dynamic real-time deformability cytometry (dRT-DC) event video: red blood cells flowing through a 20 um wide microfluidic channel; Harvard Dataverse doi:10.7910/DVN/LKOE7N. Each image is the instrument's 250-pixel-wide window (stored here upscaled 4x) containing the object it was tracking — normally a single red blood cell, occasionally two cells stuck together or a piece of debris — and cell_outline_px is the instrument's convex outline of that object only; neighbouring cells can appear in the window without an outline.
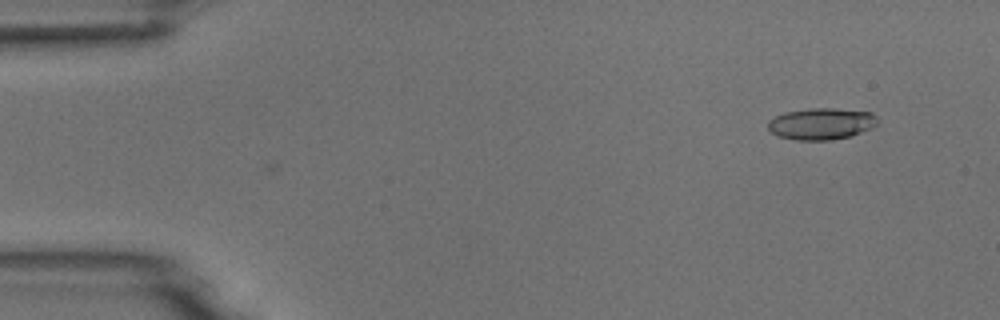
{"species": "common noctule bat (a hibernating species)", "species_latin": "Nyctalus noctula", "temperature_condition": "room temperature", "stored_images_in_passage": 4, "camera_frame_rate_fps": 3000, "um_per_image_px": 0.085, "animal": {"sex": "male", "body_mass_g": 18.8}, "frame": {"image": 1, "passage_image": 1, "time_ms": 0.0, "image_size_px": [1000, 320], "cell_outline_px": [[880, 120], [872, 128], [852, 136], [832, 140], [796, 140], [776, 136], [768, 128], [768, 120], [784, 112], [808, 108], [832, 108], [872, 112]], "centroid_in_image_um": [69.82, 10.52], "position_along_channel_um": 15.2, "area_um2": 20.46}}
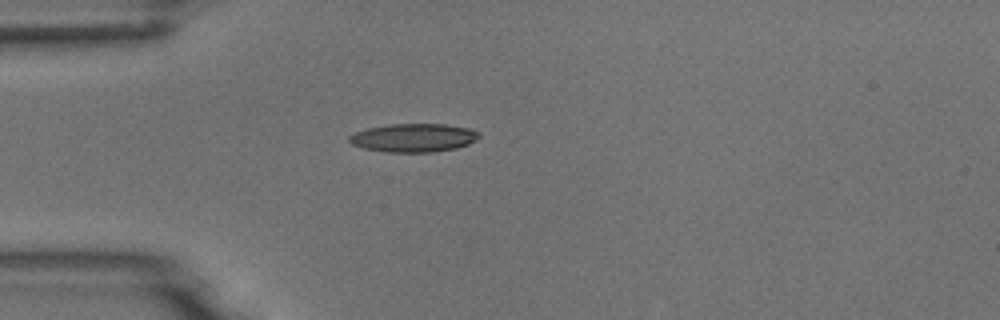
{"frame": {"image": 2, "passage_image": 4, "time_ms": 3.333, "image_size_px": [1000, 320], "cell_outline_px": [[480, 136], [476, 140], [468, 144], [456, 148], [432, 152], [388, 152], [364, 148], [352, 144], [348, 140], [348, 136], [356, 132], [368, 128], [388, 124], [444, 124], [472, 128], [480, 132]], "centroid_in_image_um": [35.19, 11.7], "position_along_channel_um": 49.8, "area_um2": 21.56}}